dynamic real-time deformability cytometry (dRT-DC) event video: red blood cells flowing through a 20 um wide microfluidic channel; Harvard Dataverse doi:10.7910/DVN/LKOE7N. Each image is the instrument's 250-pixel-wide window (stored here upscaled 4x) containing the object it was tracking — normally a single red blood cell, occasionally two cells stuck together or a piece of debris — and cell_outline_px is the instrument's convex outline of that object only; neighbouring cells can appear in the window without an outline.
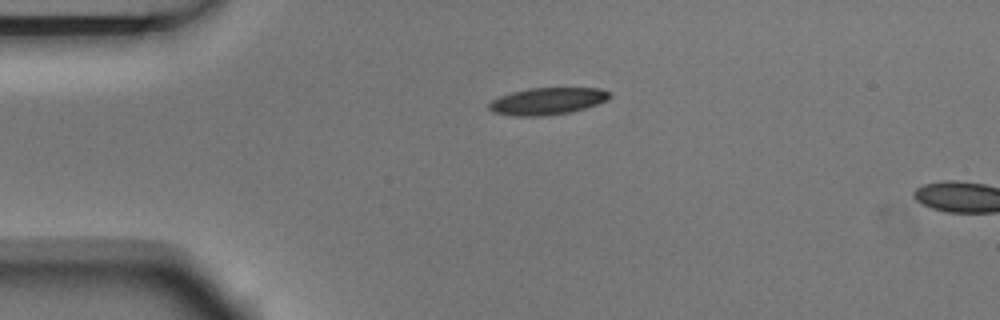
{"species": "Egyptian fruit bat (a non-hibernating species)", "species_latin": "Rousettus aegyptiacus", "temperature_condition": "room temperature", "stored_images_in_passage": 2, "segment_of_instrument_passage": [1, 2], "camera_frame_rate_fps": 3000, "um_per_image_px": 0.085, "animal": {"sex": "male"}, "frame": {"image": 1, "passage_image": 1, "time_ms": 0.0, "image_size_px": [1000, 320], "cell_outline_px": [[612, 96], [608, 100], [584, 108], [568, 112], [540, 116], [516, 116], [492, 112], [488, 108], [488, 104], [492, 100], [500, 96], [512, 92], [528, 88], [600, 88], [612, 92]], "centroid_in_image_um": [46.54, 8.59], "position_along_channel_um": 38.5, "area_um2": 18.96}}